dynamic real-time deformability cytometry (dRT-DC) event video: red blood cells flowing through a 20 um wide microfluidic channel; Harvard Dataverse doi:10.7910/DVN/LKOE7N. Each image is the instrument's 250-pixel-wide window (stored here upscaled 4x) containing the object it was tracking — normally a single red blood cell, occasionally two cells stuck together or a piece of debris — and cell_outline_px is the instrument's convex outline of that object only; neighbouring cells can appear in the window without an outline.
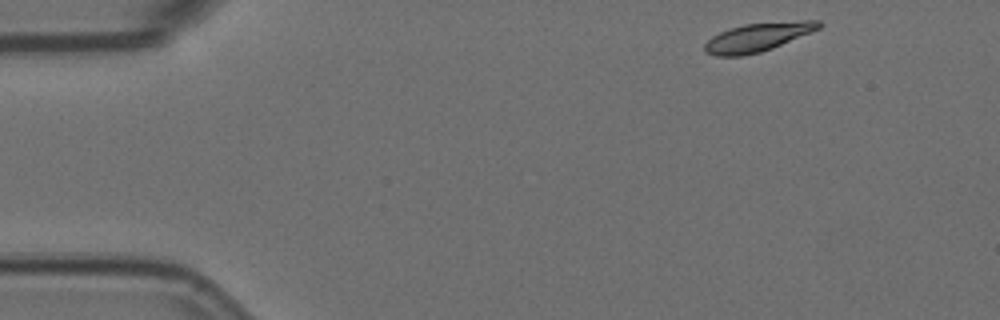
{"species": "Egyptian fruit bat (a non-hibernating species)", "species_latin": "Rousettus aegyptiacus", "temperature_condition": "room temperature", "stored_images_in_passage": 51, "camera_frame_rate_fps": 3000, "um_per_image_px": 0.085, "animal": {"sex": "female"}, "frame": {"image": 1, "passage_image": 1, "time_ms": 0.0, "image_size_px": [1000, 320], "cell_outline_px": [[824, 24], [820, 28], [772, 48], [760, 52], [744, 56], [716, 56], [704, 52], [704, 44], [712, 36], [720, 32], [744, 24], [804, 20], [820, 20]], "centroid_in_image_um": [64.4, 3.16], "position_along_channel_um": 20.6, "area_um2": 18.9}}
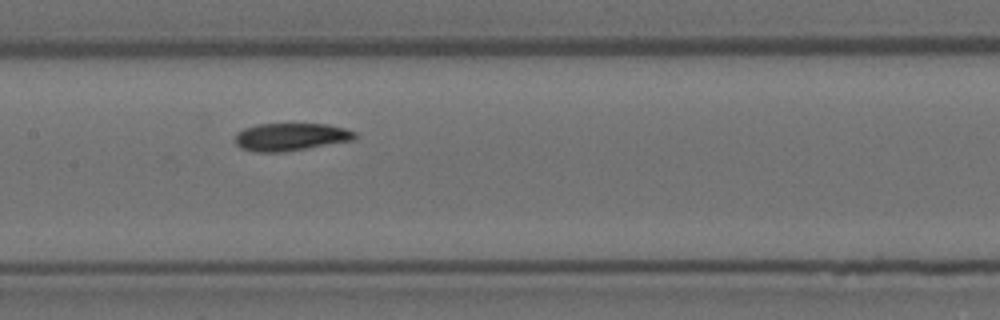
{"frame": {"image": 2, "passage_image": 22, "time_ms": 7.0, "image_size_px": [1000, 320], "cell_outline_px": [[356, 136], [352, 140], [284, 152], [256, 152], [240, 148], [236, 144], [236, 132], [244, 128], [256, 124], [328, 124], [344, 128], [356, 132]], "centroid_in_image_um": [24.67, 11.63], "position_along_channel_um": 182.7, "area_um2": 19.25}}
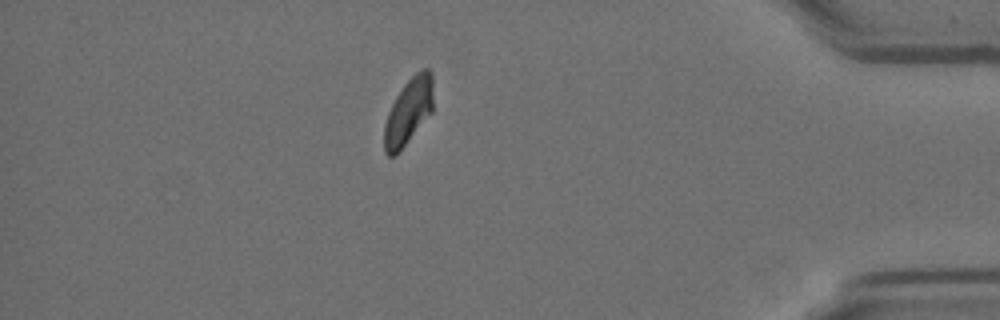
{"frame": {"image": 3, "passage_image": 44, "time_ms": 14.333, "image_size_px": [1000, 320], "cell_outline_px": [[432, 112], [396, 156], [388, 156], [384, 152], [384, 124], [388, 112], [396, 96], [404, 84], [416, 72], [424, 68], [428, 68], [432, 72]], "centroid_in_image_um": [34.71, 9.49], "position_along_channel_um": 400.5, "area_um2": 18.9}, "authors_computed_cell_mechanics": {"area_um2": 19.5364, "velocity_mm_per_s": 3.5416, "shape_relaxation_time_tau1_ms": 3.9661, "shape_relaxation_time_tau2_ms": 2.7939, "deformation_change_tau1": 0.1293, "deformation_change_tau2": 0.0569}}